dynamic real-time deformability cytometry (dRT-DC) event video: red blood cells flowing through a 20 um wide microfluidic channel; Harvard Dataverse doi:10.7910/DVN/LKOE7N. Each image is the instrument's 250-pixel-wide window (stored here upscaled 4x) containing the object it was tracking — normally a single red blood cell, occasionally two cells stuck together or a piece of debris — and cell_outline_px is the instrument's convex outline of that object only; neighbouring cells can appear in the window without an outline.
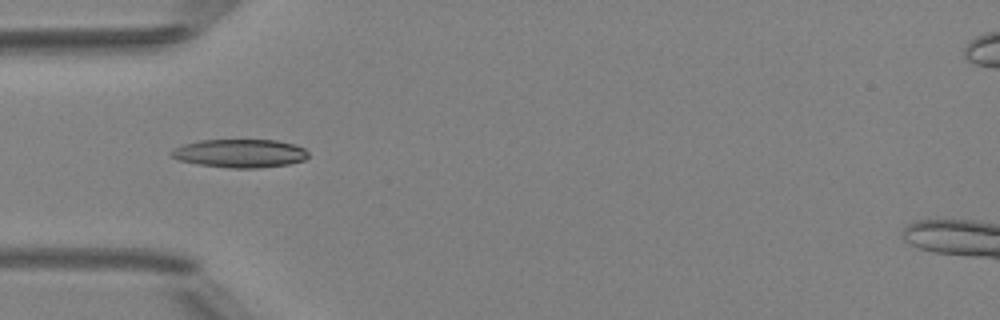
{"species": "Egyptian fruit bat (a non-hibernating species)", "species_latin": "Rousettus aegyptiacus", "temperature_condition": "room temperature", "stored_images_in_passage": 5, "camera_frame_rate_fps": 3000, "um_per_image_px": 0.085, "animal": {"sex": "female"}, "frame": {"image": 1, "passage_image": 4, "time_ms": 3.667, "image_size_px": [1000, 320], "cell_outline_px": [[308, 156], [304, 160], [288, 164], [256, 168], [232, 168], [200, 164], [180, 160], [172, 156], [168, 152], [184, 144], [200, 140], [276, 140], [296, 144], [304, 148], [308, 152]], "centroid_in_image_um": [20.43, 13.02], "position_along_channel_um": 64.6, "area_um2": 22.48}}
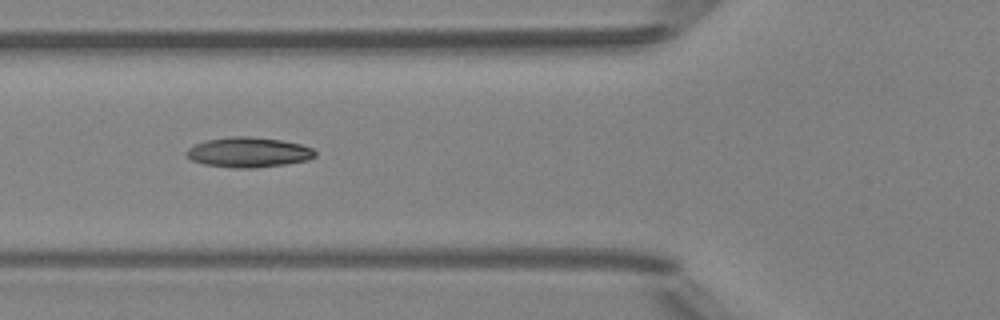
{"frame": {"image": 2, "passage_image": 5, "time_ms": 4.667, "image_size_px": [1000, 320], "cell_outline_px": [[316, 156], [308, 160], [284, 164], [252, 168], [232, 168], [204, 164], [192, 160], [184, 152], [188, 148], [196, 144], [208, 140], [228, 136], [248, 136], [280, 140], [300, 144], [312, 148], [316, 152]], "centroid_in_image_um": [21.12, 12.94], "position_along_channel_um": 104.7, "area_um2": 22.43}}